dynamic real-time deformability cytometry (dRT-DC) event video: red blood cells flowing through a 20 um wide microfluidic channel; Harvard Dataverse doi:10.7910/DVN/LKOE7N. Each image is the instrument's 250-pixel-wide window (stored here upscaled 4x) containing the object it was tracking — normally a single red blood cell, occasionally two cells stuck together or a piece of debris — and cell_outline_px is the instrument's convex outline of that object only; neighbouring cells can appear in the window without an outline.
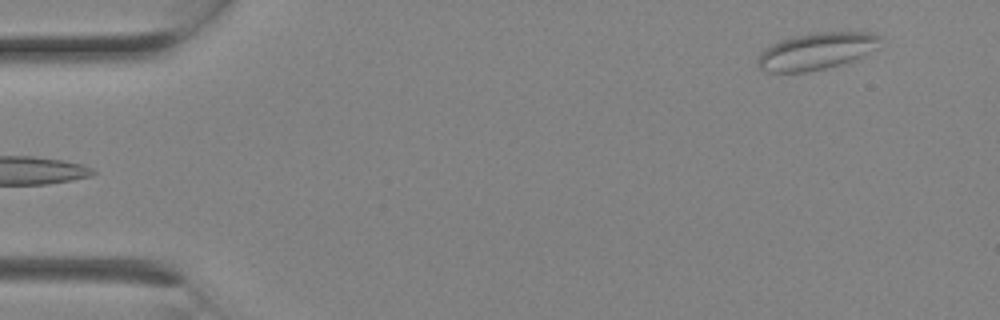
{"species": "Egyptian fruit bat (a non-hibernating species)", "species_latin": "Rousettus aegyptiacus", "temperature_condition": "room temperature", "stored_images_in_passage": 3, "camera_frame_rate_fps": 3000, "um_per_image_px": 0.085, "animal": {"sex": "female"}, "frame": {"image": 1, "passage_image": 3, "time_ms": 0.667, "image_size_px": [1000, 320], "cell_outline_px": [[880, 36], [876, 48], [852, 60], [828, 68], [804, 72], [768, 72], [760, 68], [760, 56], [768, 48], [780, 40], [796, 36], [824, 32], [872, 32]], "centroid_in_image_um": [69.43, 4.35], "position_along_channel_um": 15.6, "area_um2": 25.43}}